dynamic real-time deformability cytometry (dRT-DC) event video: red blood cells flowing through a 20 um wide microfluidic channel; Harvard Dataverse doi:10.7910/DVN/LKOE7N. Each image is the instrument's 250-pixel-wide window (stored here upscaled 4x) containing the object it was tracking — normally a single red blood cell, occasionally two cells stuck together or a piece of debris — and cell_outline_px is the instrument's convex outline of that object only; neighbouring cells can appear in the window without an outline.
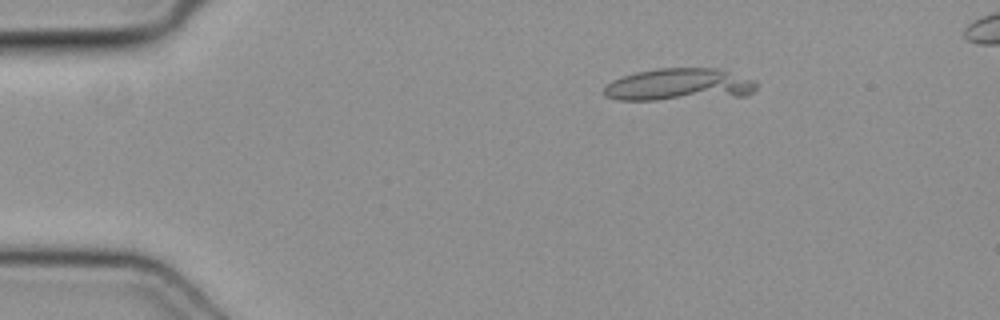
{"species": "common noctule bat (a hibernating species)", "species_latin": "Nyctalus noctula", "temperature_condition": "cold", "stored_images_in_passage": 12, "camera_frame_rate_fps": 3000, "um_per_image_px": 0.085, "animal": {"sex": "female", "body_mass_g": 19.3, "forearm_length_mm": 54.1}, "frame": {"image": 1, "passage_image": 9, "time_ms": 2.667, "image_size_px": [1000, 320], "cell_outline_px": [[756, 88], [752, 92], [744, 96], [656, 100], [616, 100], [604, 96], [604, 84], [612, 80], [636, 72], [656, 68], [720, 68], [752, 80], [756, 84]], "centroid_in_image_um": [57.68, 7.2], "position_along_channel_um": 27.3, "area_um2": 28.78}}